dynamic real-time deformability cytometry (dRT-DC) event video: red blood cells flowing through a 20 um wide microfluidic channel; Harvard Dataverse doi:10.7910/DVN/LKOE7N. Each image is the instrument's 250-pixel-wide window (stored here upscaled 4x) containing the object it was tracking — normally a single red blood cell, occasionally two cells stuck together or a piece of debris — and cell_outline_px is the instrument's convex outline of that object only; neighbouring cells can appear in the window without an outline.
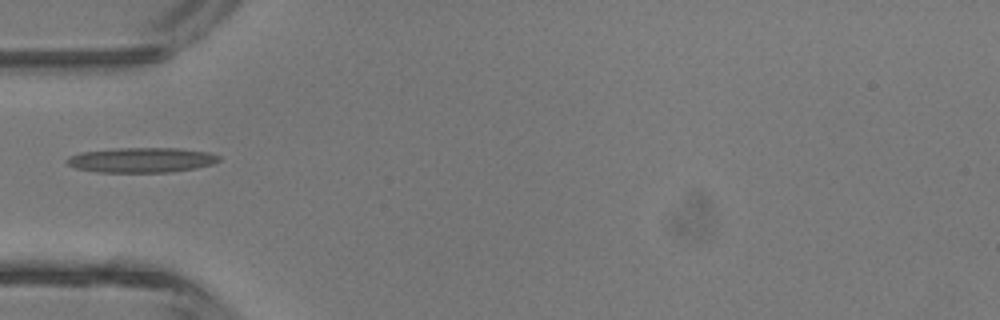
{"species": "common noctule bat (a hibernating species)", "species_latin": "Nyctalus noctula", "temperature_condition": "room temperature", "stored_images_in_passage": 1, "camera_frame_rate_fps": 3000, "um_per_image_px": 0.085, "animal": {"sex": "male", "body_mass_g": 13.3}, "frame": {"image": 1, "passage_image": 1, "time_ms": 0.0, "image_size_px": [1000, 320], "cell_outline_px": [[220, 160], [212, 164], [196, 168], [168, 172], [100, 172], [76, 168], [68, 164], [64, 160], [68, 156], [80, 152], [120, 148], [180, 148], [208, 152], [220, 156]], "centroid_in_image_um": [12.02, 13.59], "position_along_channel_um": 73.0, "area_um2": 22.08}}